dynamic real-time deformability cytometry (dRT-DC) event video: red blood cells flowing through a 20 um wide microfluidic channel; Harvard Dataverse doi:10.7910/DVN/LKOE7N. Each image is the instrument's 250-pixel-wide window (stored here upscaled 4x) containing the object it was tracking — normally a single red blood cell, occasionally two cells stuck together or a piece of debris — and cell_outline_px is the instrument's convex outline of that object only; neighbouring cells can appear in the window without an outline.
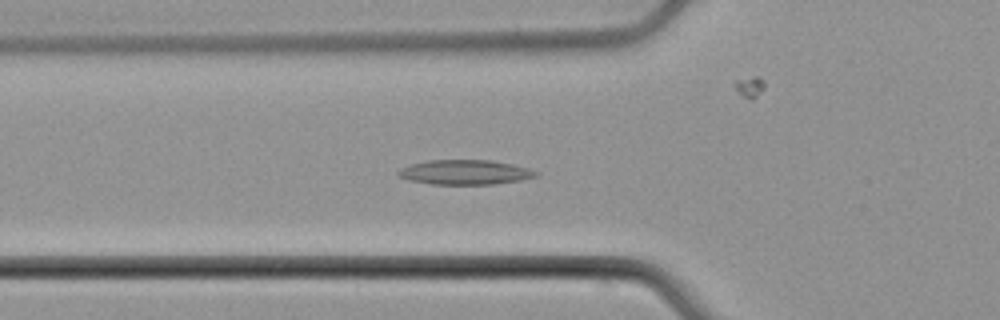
{"species": "common noctule bat (a hibernating species)", "species_latin": "Nyctalus noctula", "temperature_condition": "cold", "stored_images_in_passage": 47, "camera_frame_rate_fps": 3000, "um_per_image_px": 0.085, "animal": {"sex": "male", "body_mass_g": 21.5, "forearm_length_mm": 52.0}, "frame": {"image": 1, "passage_image": 11, "time_ms": 3.333, "image_size_px": [1000, 320], "cell_outline_px": [[540, 172], [536, 176], [520, 180], [492, 184], [432, 184], [408, 180], [396, 176], [396, 172], [400, 168], [412, 164], [428, 160], [492, 160], [512, 164], [528, 168]], "centroid_in_image_um": [39.49, 14.64], "position_along_channel_um": 86.3, "area_um2": 19.83}}
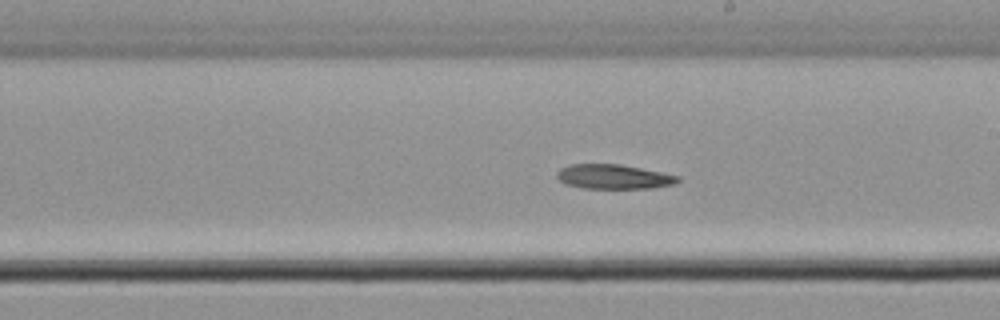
{"frame": {"image": 2, "passage_image": 23, "time_ms": 7.333, "image_size_px": [1000, 320], "cell_outline_px": [[680, 180], [676, 184], [652, 188], [584, 188], [564, 184], [556, 176], [556, 172], [560, 168], [568, 164], [620, 164], [680, 176]], "centroid_in_image_um": [52.14, 15.02], "position_along_channel_um": 236.9, "area_um2": 17.34}}
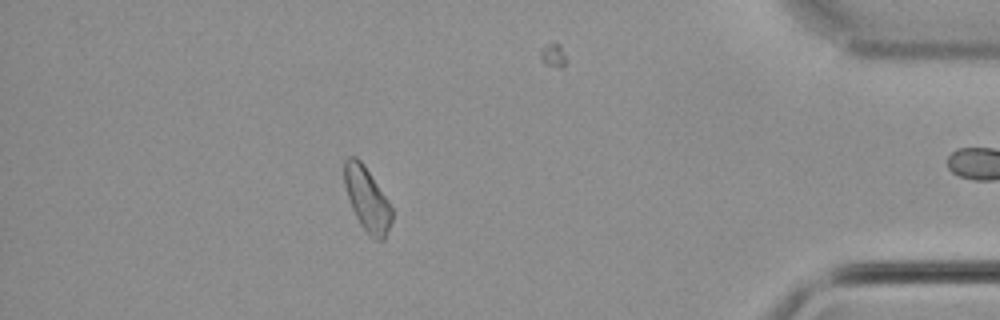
{"frame": {"image": 3, "passage_image": 40, "time_ms": 13.0, "image_size_px": [1000, 320], "cell_outline_px": [[392, 220], [384, 240], [376, 240], [368, 236], [360, 224], [352, 208], [344, 184], [344, 160], [348, 156], [356, 156], [364, 164], [388, 200], [392, 208]], "centroid_in_image_um": [31.2, 16.93], "position_along_channel_um": 404.0, "area_um2": 17.74}}